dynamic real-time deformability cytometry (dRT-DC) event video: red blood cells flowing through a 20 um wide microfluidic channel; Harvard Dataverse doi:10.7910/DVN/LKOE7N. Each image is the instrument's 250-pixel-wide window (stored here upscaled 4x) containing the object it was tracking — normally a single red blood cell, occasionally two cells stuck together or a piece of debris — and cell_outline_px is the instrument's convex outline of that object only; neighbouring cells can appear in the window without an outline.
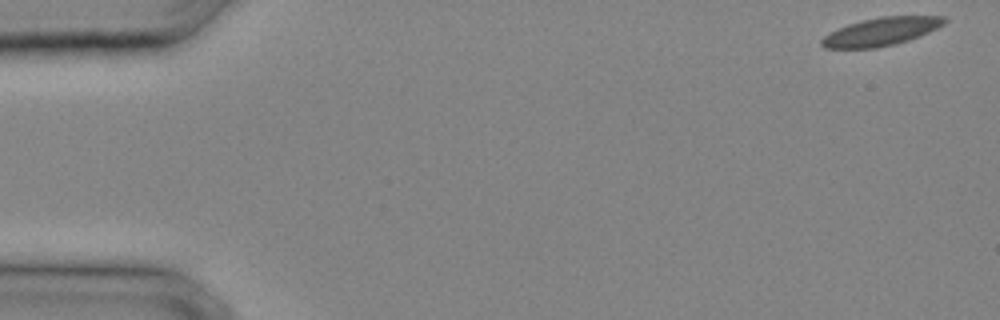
{"species": "common noctule bat (a hibernating species)", "species_latin": "Nyctalus noctula", "temperature_condition": "cold", "stored_images_in_passage": 29, "camera_frame_rate_fps": 3000, "um_per_image_px": 0.085, "animal": {"sex": "male", "body_mass_g": 20.4}, "frame": {"image": 1, "passage_image": 1, "time_ms": 0.0, "image_size_px": [1000, 320], "cell_outline_px": [[948, 20], [944, 24], [920, 36], [896, 44], [876, 48], [824, 48], [820, 44], [820, 40], [824, 36], [848, 24], [864, 20], [884, 16], [944, 16]], "centroid_in_image_um": [74.91, 2.69], "position_along_channel_um": 10.1, "area_um2": 19.88}}
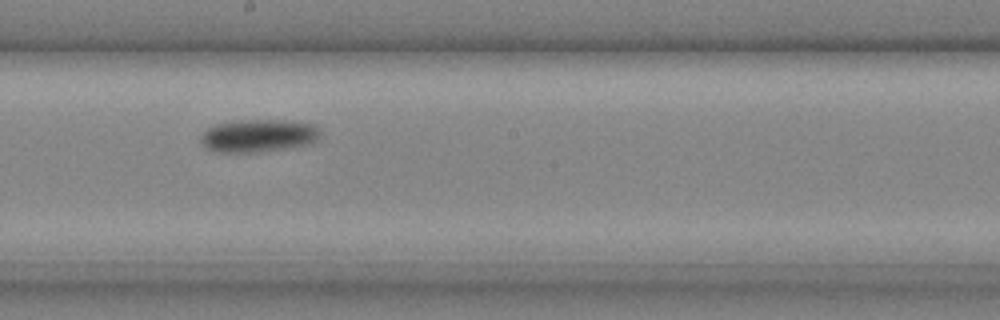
{"frame": {"image": 2, "passage_image": 18, "time_ms": 5.667, "image_size_px": [1000, 320], "cell_outline_px": [[320, 140], [312, 144], [288, 148], [260, 152], [212, 152], [204, 148], [200, 140], [200, 136], [208, 128], [216, 124], [240, 120], [284, 120], [316, 124], [320, 128]], "centroid_in_image_um": [22.01, 11.54], "position_along_channel_um": 226.2, "area_um2": 23.35}}
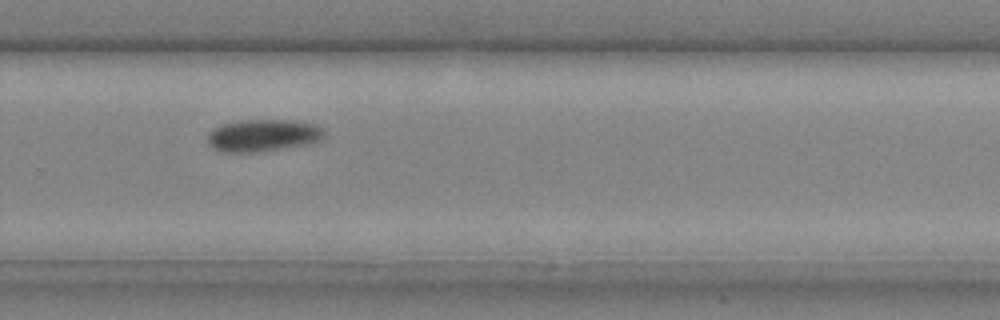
{"frame": {"image": 3, "passage_image": 22, "time_ms": 7.0, "image_size_px": [1000, 320], "cell_outline_px": [[324, 136], [320, 140], [312, 144], [256, 152], [224, 152], [212, 148], [208, 144], [208, 132], [212, 128], [220, 124], [240, 120], [296, 120], [316, 124], [324, 132]], "centroid_in_image_um": [22.34, 11.5], "position_along_channel_um": 307.5, "area_um2": 22.2}}